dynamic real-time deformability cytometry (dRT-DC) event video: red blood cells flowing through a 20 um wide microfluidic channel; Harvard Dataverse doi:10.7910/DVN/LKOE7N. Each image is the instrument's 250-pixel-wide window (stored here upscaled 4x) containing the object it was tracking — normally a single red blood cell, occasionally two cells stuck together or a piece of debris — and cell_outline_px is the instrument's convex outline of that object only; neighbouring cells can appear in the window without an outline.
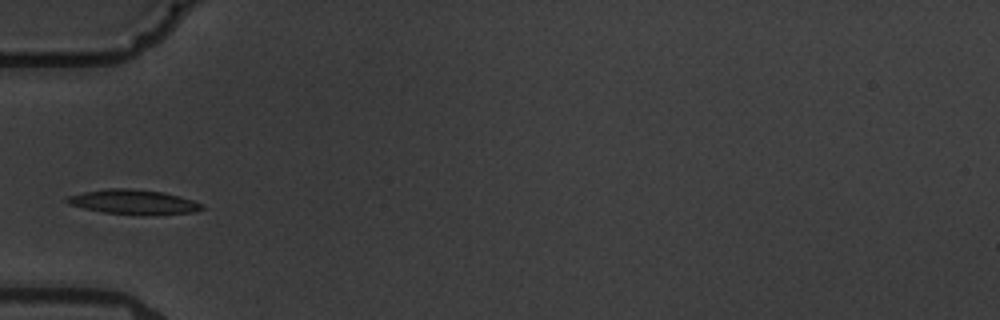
{"species": "common noctule bat (a hibernating species)", "species_latin": "Nyctalus noctula", "temperature_condition": "warm", "stored_images_in_passage": 6, "camera_frame_rate_fps": 3000, "um_per_image_px": 0.085, "animal": {"sex": "male", "body_mass_g": 19.5, "forearm_length_mm": 54.6}, "frame": {"image": 1, "passage_image": 3, "time_ms": 2.333, "image_size_px": [1000, 320], "cell_outline_px": [[204, 208], [196, 212], [144, 216], [104, 212], [84, 208], [68, 204], [64, 200], [68, 196], [84, 192], [112, 188], [132, 188], [164, 192], [180, 196], [204, 204]], "centroid_in_image_um": [11.4, 17.18], "position_along_channel_um": 73.6, "area_um2": 19.59}}
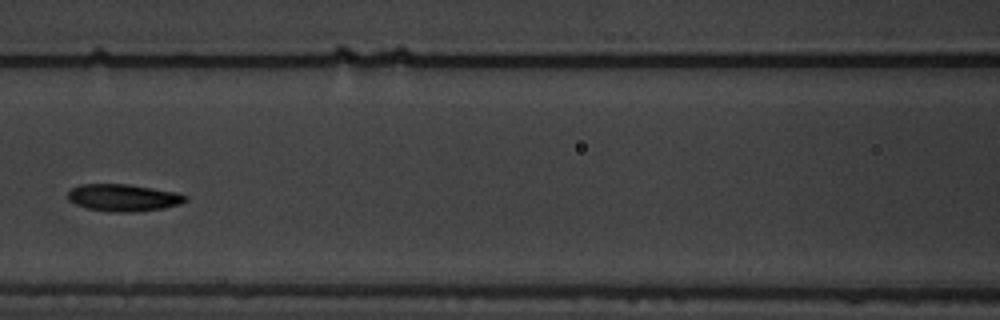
{"frame": {"image": 2, "passage_image": 5, "time_ms": 4.667, "image_size_px": [1000, 320], "cell_outline_px": [[188, 200], [180, 204], [164, 208], [136, 212], [108, 212], [88, 208], [76, 204], [68, 200], [68, 192], [72, 188], [80, 184], [128, 184], [176, 192], [188, 196]], "centroid_in_image_um": [10.5, 16.8], "position_along_channel_um": 156.1, "area_um2": 18.67}}
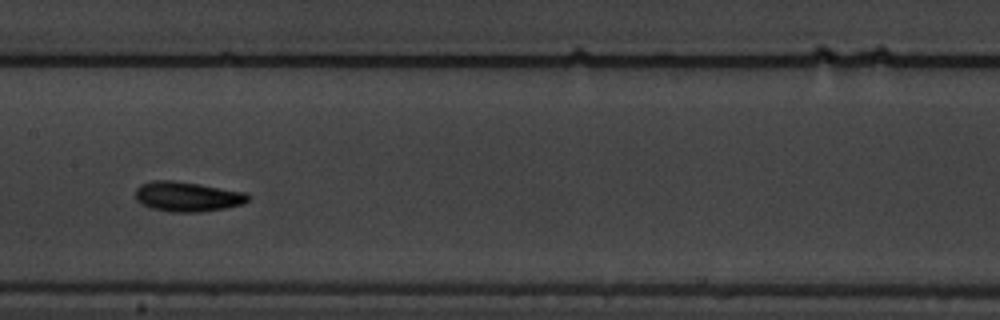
{"frame": {"image": 3, "passage_image": 6, "time_ms": 5.667, "image_size_px": [1000, 320], "cell_outline_px": [[252, 196], [244, 204], [228, 208], [200, 212], [172, 212], [152, 208], [136, 200], [136, 188], [140, 184], [152, 180], [172, 180], [200, 184], [248, 192]], "centroid_in_image_um": [15.99, 16.7], "position_along_channel_um": 191.4, "area_um2": 19.88}}